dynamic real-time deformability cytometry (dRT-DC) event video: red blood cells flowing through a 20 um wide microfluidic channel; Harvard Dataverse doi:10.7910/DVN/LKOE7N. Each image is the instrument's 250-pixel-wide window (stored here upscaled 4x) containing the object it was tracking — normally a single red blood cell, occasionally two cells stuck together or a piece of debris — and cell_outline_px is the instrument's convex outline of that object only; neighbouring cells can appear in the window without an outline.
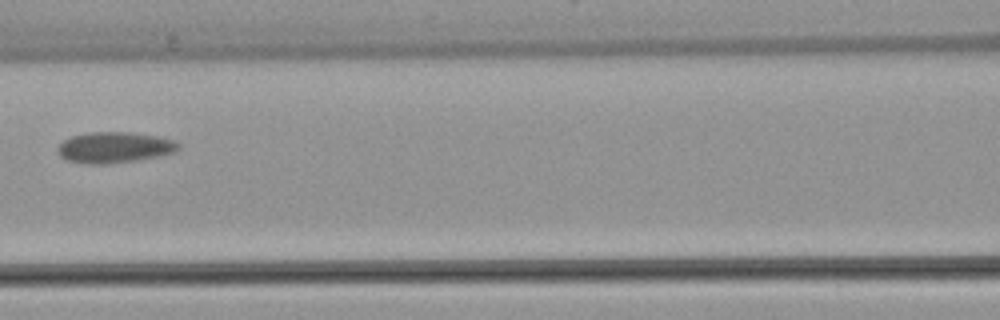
{"species": "common noctule bat (a hibernating species)", "species_latin": "Nyctalus noctula", "temperature_condition": "warm", "stored_images_in_passage": 6, "camera_frame_rate_fps": 3000, "um_per_image_px": 0.085, "animal": {"sex": "female", "body_mass_g": 22.7, "forearm_length_mm": 54.2}, "frame": {"image": 1, "passage_image": 6, "time_ms": 6.0, "image_size_px": [1000, 320], "cell_outline_px": [[180, 148], [176, 152], [160, 156], [136, 160], [108, 164], [88, 164], [68, 160], [60, 156], [56, 152], [56, 148], [64, 140], [72, 136], [92, 132], [128, 132], [156, 136], [172, 140], [180, 144]], "centroid_in_image_um": [9.72, 12.54], "position_along_channel_um": 156.9, "area_um2": 21.73}}